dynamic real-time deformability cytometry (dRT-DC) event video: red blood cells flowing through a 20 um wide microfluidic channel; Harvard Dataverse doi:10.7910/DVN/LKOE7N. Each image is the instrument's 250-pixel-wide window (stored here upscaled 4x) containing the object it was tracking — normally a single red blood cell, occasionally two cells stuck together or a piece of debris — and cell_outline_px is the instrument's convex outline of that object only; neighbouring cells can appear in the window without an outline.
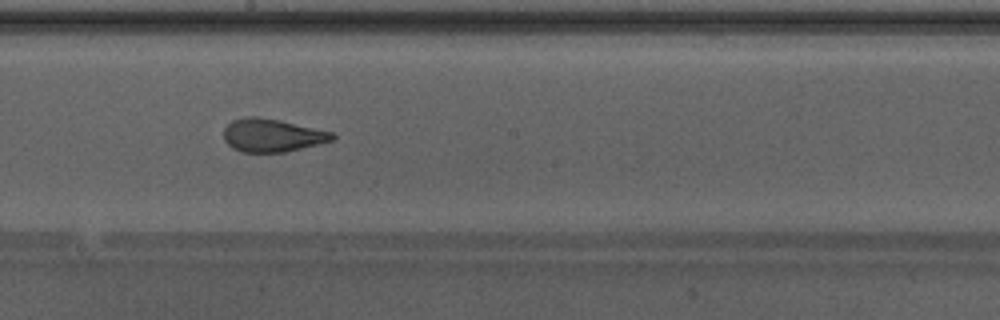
{"species": "Egyptian fruit bat (a non-hibernating species)", "species_latin": "Rousettus aegyptiacus", "temperature_condition": "warm", "stored_images_in_passage": 38, "camera_frame_rate_fps": 3000, "um_per_image_px": 0.085, "animal": {"sex": "male"}, "frame": {"image": 1, "passage_image": 17, "time_ms": 5.333, "image_size_px": [1000, 320], "cell_outline_px": [[336, 136], [332, 140], [284, 152], [240, 152], [232, 148], [224, 140], [224, 128], [232, 120], [244, 116], [256, 116], [280, 120], [332, 132]], "centroid_in_image_um": [23.07, 11.49], "position_along_channel_um": 225.1, "area_um2": 20.81}, "authors_computed_cell_mechanics": {"area_um2": 22.0796, "velocity_mm_per_s": 4.2901, "shape_relaxation_time_tau1_ms": 6.6004, "shape_relaxation_time_tau2_ms": 0.8844, "deformation_change_tau1": 0.2142, "deformation_change_tau2": 0.0876}}